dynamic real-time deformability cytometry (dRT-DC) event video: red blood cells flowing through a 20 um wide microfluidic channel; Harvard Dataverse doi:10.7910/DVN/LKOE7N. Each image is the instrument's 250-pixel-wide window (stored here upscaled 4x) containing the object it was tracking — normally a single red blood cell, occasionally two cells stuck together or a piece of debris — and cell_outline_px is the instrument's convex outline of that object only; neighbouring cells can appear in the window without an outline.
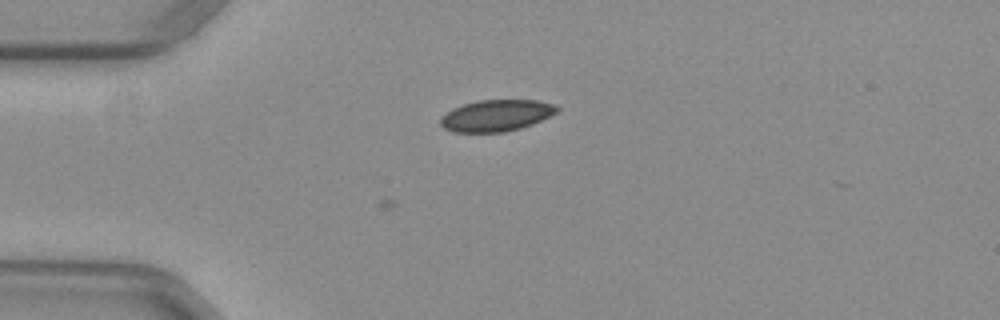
{"species": "common noctule bat (a hibernating species)", "species_latin": "Nyctalus noctula", "temperature_condition": "warm", "stored_images_in_passage": 4, "camera_frame_rate_fps": 3000, "um_per_image_px": 0.085, "animal": {"sex": "female", "body_mass_g": 29.2, "forearm_length_mm": 56.3}, "frame": {"image": 1, "passage_image": 4, "time_ms": 1.0, "image_size_px": [1000, 320], "cell_outline_px": [[560, 108], [556, 112], [532, 124], [520, 128], [504, 132], [452, 132], [444, 128], [440, 124], [440, 116], [452, 108], [476, 100], [536, 100], [556, 104]], "centroid_in_image_um": [42.15, 9.81], "position_along_channel_um": 42.9, "area_um2": 21.44}}